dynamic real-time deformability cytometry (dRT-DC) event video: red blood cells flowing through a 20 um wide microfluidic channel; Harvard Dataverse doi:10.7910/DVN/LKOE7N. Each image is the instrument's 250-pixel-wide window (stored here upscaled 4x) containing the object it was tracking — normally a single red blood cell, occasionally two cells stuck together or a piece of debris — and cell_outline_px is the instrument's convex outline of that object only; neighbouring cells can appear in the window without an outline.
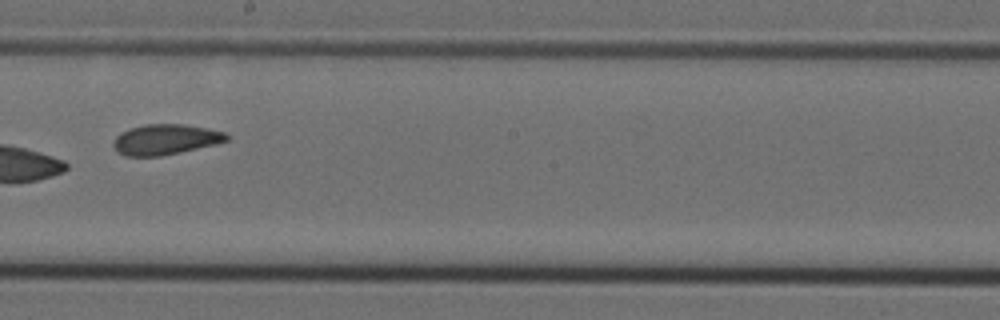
{"species": "Egyptian fruit bat (a non-hibernating species)", "species_latin": "Rousettus aegyptiacus", "temperature_condition": "cold", "stored_images_in_passage": 9, "camera_frame_rate_fps": 3000, "um_per_image_px": 0.085, "animal": {"sex": "female"}, "frame": {"image": 1, "passage_image": 8, "time_ms": 2.333, "image_size_px": [1000, 320], "cell_outline_px": [[228, 140], [180, 152], [160, 156], [124, 156], [112, 144], [116, 136], [120, 132], [128, 128], [144, 124], [184, 124], [224, 132], [228, 136]], "centroid_in_image_um": [14.0, 11.84], "position_along_channel_um": 234.2, "area_um2": 19.77}}
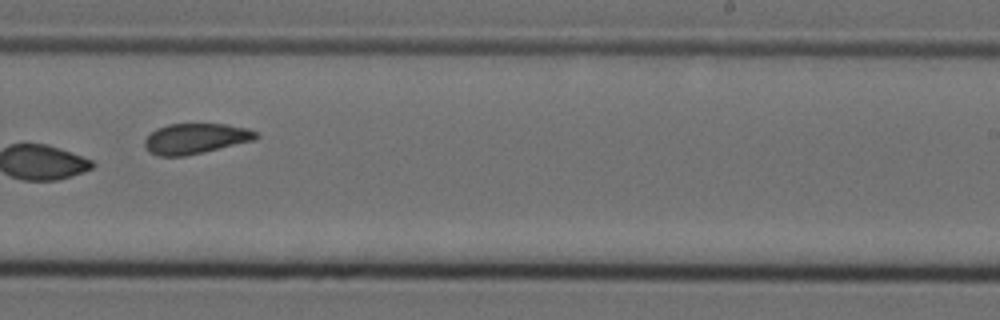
{"frame": {"image": 2, "passage_image": 9, "time_ms": 2.667, "image_size_px": [1000, 320], "cell_outline_px": [[260, 136], [256, 140], [184, 156], [156, 156], [148, 152], [144, 144], [144, 140], [156, 128], [168, 124], [224, 124], [248, 128], [256, 132]], "centroid_in_image_um": [16.62, 11.78], "position_along_channel_um": 272.4, "area_um2": 19.77}}